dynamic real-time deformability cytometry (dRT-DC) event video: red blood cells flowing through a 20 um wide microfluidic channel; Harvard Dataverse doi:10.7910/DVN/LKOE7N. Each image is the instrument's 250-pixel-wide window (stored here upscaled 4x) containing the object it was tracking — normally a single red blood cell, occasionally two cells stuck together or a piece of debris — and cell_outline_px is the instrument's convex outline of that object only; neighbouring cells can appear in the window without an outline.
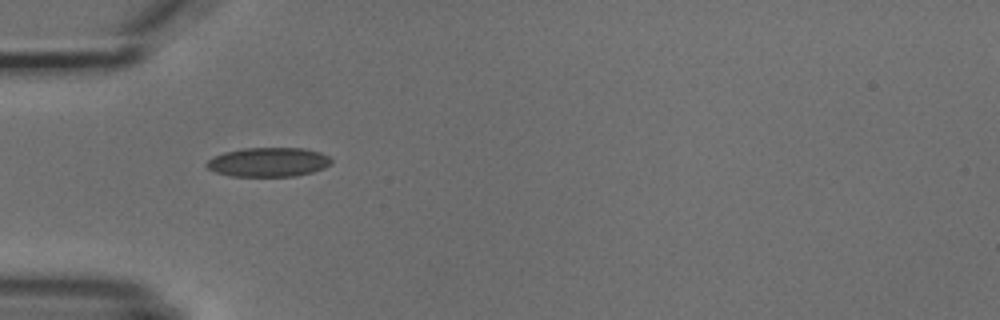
{"species": "common noctule bat (a hibernating species)", "species_latin": "Nyctalus noctula", "temperature_condition": "cold", "stored_images_in_passage": 5, "camera_frame_rate_fps": 3000, "um_per_image_px": 0.085, "animal": {"sex": "male", "body_mass_g": 18.8}, "frame": {"image": 1, "passage_image": 4, "time_ms": 4.333, "image_size_px": [1000, 320], "cell_outline_px": [[332, 164], [324, 168], [312, 172], [296, 176], [232, 176], [216, 172], [208, 168], [204, 164], [208, 160], [224, 152], [244, 148], [304, 148], [320, 152], [328, 156], [332, 160]], "centroid_in_image_um": [22.84, 13.78], "position_along_channel_um": 62.2, "area_um2": 21.21}}
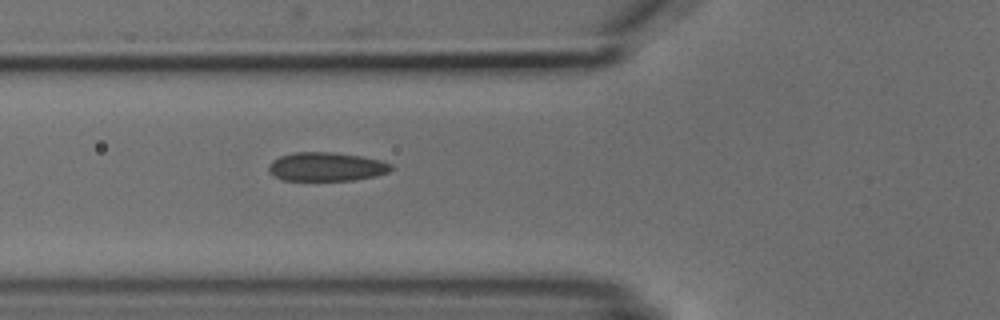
{"frame": {"image": 2, "passage_image": 5, "time_ms": 5.333, "image_size_px": [1000, 320], "cell_outline_px": [[392, 168], [388, 172], [376, 176], [356, 180], [284, 180], [272, 176], [268, 172], [268, 164], [272, 160], [280, 156], [296, 152], [332, 152], [360, 156], [380, 160], [392, 164]], "centroid_in_image_um": [27.71, 14.17], "position_along_channel_um": 98.1, "area_um2": 20.63}}